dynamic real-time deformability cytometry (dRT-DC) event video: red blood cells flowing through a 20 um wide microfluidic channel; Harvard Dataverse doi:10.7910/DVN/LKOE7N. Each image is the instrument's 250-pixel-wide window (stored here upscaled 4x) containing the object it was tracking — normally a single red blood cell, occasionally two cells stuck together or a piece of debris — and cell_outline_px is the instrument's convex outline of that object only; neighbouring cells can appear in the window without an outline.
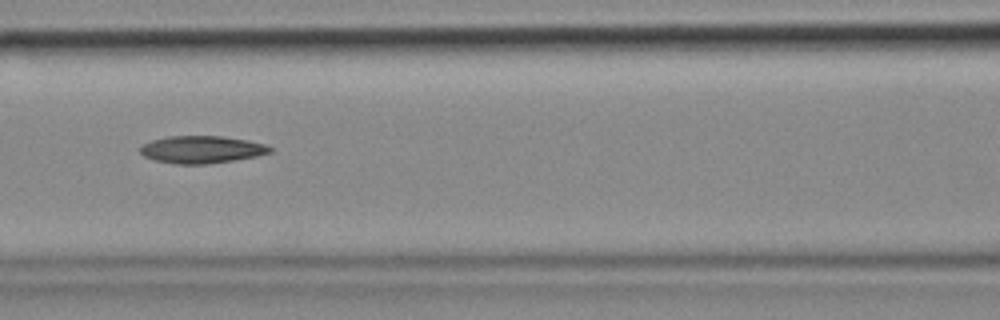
{"species": "common noctule bat (a hibernating species)", "species_latin": "Nyctalus noctula", "temperature_condition": "cold", "stored_images_in_passage": 5, "camera_frame_rate_fps": 3000, "um_per_image_px": 0.085, "animal": {"sex": "female", "body_mass_g": 18.4}, "frame": {"image": 1, "passage_image": 3, "time_ms": 0.667, "image_size_px": [1000, 320], "cell_outline_px": [[272, 152], [256, 156], [232, 160], [204, 164], [176, 164], [156, 160], [144, 156], [140, 152], [140, 144], [152, 140], [168, 136], [224, 136], [248, 140], [264, 144], [272, 148]], "centroid_in_image_um": [17.12, 12.7], "position_along_channel_um": 149.5, "area_um2": 20.63}}